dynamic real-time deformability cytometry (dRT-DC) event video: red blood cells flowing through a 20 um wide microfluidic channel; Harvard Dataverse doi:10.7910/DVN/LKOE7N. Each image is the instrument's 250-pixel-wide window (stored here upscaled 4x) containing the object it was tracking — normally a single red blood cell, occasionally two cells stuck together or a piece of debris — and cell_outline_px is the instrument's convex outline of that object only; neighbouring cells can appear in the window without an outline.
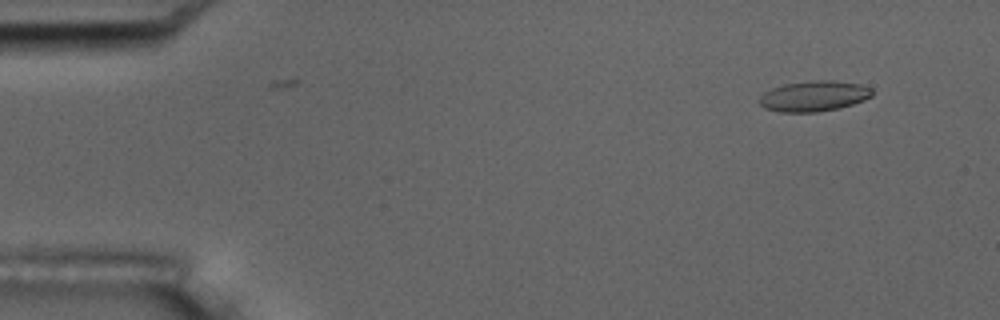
{"species": "common noctule bat (a hibernating species)", "species_latin": "Nyctalus noctula", "temperature_condition": "room temperature", "stored_images_in_passage": 3, "camera_frame_rate_fps": 3000, "um_per_image_px": 0.085, "animal": {"sex": "male", "body_mass_g": 17.5, "forearm_length_mm": 52.3}, "frame": {"image": 1, "passage_image": 1, "time_ms": 0.0, "image_size_px": [1000, 320], "cell_outline_px": [[872, 96], [864, 100], [852, 104], [836, 108], [816, 112], [780, 112], [764, 108], [756, 100], [764, 92], [772, 88], [784, 84], [812, 80], [832, 80], [860, 84], [872, 88]], "centroid_in_image_um": [69.15, 8.16], "position_along_channel_um": 15.9, "area_um2": 20.11}}